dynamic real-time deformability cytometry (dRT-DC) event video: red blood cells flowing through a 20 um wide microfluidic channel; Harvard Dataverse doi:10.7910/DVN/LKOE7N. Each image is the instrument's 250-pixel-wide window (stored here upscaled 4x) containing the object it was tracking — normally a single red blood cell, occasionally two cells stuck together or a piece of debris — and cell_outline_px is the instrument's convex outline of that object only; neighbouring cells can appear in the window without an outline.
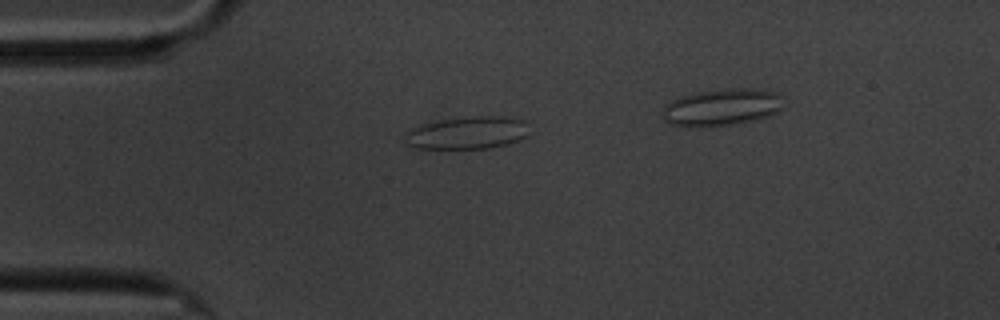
{"species": "common noctule bat (a hibernating species)", "species_latin": "Nyctalus noctula", "temperature_condition": "cold", "stored_images_in_passage": 9, "camera_frame_rate_fps": 3000, "um_per_image_px": 0.085, "animal": {"sex": "male", "body_mass_g": 20.1, "forearm_length_mm": 53.5}, "frame": {"image": 1, "passage_image": 2, "time_ms": 1.333, "image_size_px": [1000, 320], "cell_outline_px": [[528, 136], [520, 140], [508, 144], [488, 148], [416, 148], [408, 144], [408, 132], [412, 128], [424, 124], [440, 120], [472, 116], [504, 116], [524, 120]], "centroid_in_image_um": [39.8, 11.28], "position_along_channel_um": 45.2, "area_um2": 23.18}}
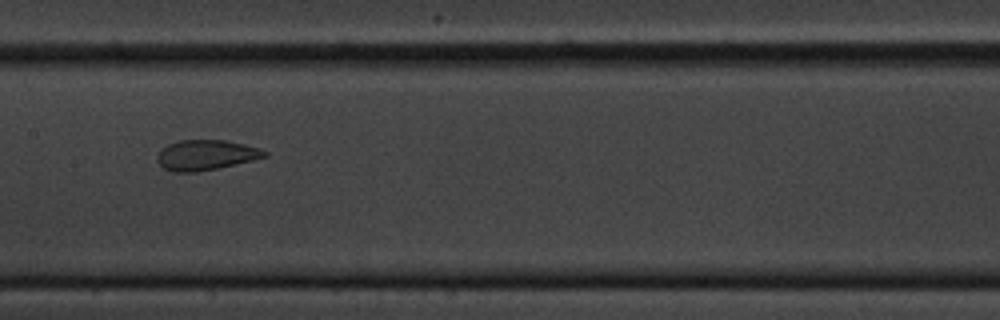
{"frame": {"image": 2, "passage_image": 6, "time_ms": 6.0, "image_size_px": [1000, 320], "cell_outline_px": [[268, 156], [252, 160], [216, 168], [196, 172], [172, 172], [164, 168], [156, 160], [156, 156], [160, 148], [168, 144], [180, 140], [224, 140], [244, 144], [260, 148], [268, 152]], "centroid_in_image_um": [17.47, 13.17], "position_along_channel_um": 189.9, "area_um2": 18.9}}
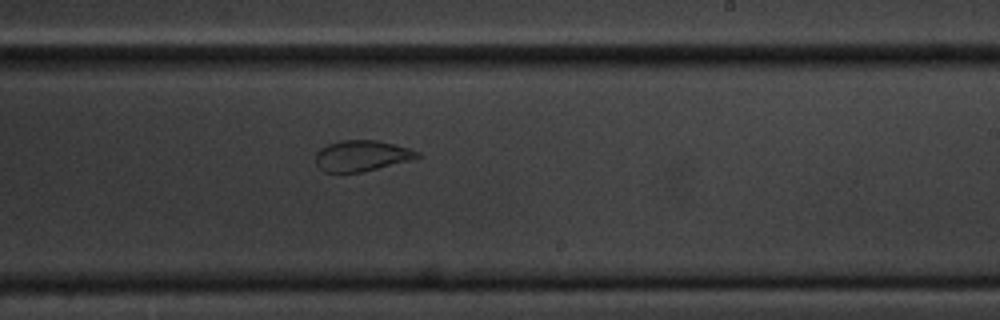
{"frame": {"image": 3, "passage_image": 8, "time_ms": 8.0, "image_size_px": [1000, 320], "cell_outline_px": [[420, 156], [412, 160], [364, 172], [324, 172], [316, 164], [316, 152], [320, 148], [328, 144], [340, 140], [376, 140], [396, 144], [420, 152]], "centroid_in_image_um": [30.75, 13.24], "position_along_channel_um": 258.2, "area_um2": 18.44}}